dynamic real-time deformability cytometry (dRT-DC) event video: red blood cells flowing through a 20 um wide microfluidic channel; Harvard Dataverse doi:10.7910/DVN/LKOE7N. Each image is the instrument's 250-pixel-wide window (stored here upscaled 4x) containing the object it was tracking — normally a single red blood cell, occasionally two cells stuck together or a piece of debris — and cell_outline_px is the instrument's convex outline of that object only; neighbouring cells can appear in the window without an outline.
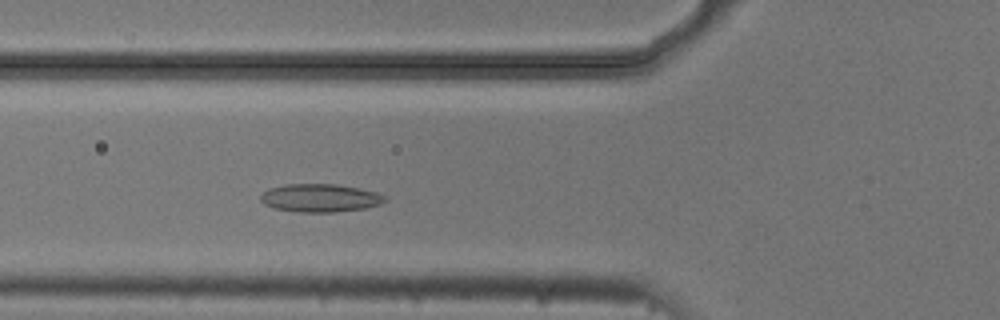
{"species": "common noctule bat (a hibernating species)", "species_latin": "Nyctalus noctula", "temperature_condition": "cold", "stored_images_in_passage": 41, "camera_frame_rate_fps": 3000, "um_per_image_px": 0.085, "animal": {"sex": "male", "body_mass_g": 20.5, "forearm_length_mm": 52.5}, "frame": {"image": 1, "passage_image": 6, "time_ms": 1.667, "image_size_px": [1000, 320], "cell_outline_px": [[388, 200], [380, 204], [364, 208], [336, 212], [296, 212], [272, 208], [264, 204], [260, 200], [260, 196], [268, 188], [284, 184], [336, 184], [360, 188], [376, 192], [388, 196]], "centroid_in_image_um": [27.21, 16.82], "position_along_channel_um": 98.6, "area_um2": 20.63}}
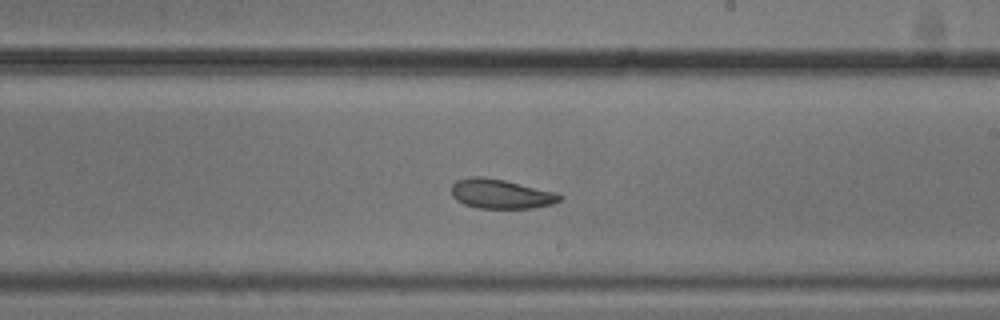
{"frame": {"image": 2, "passage_image": 18, "time_ms": 5.667, "image_size_px": [1000, 320], "cell_outline_px": [[564, 196], [560, 200], [552, 204], [532, 208], [480, 208], [464, 204], [456, 200], [452, 196], [452, 184], [456, 180], [472, 176], [480, 176], [504, 180], [556, 192]], "centroid_in_image_um": [42.57, 16.48], "position_along_channel_um": 246.4, "area_um2": 18.55}}
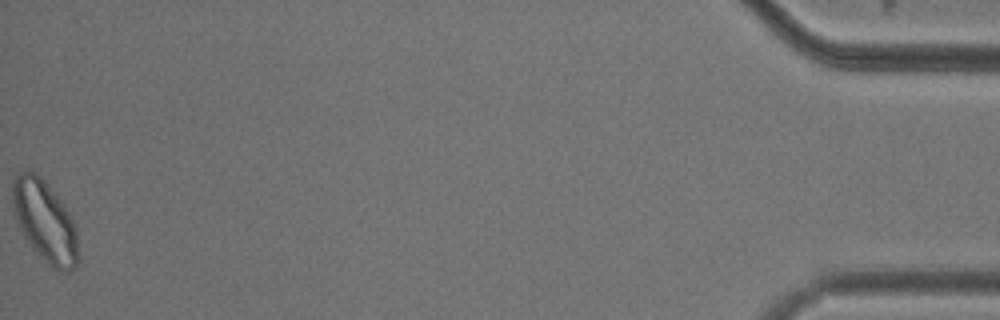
{"frame": {"image": 3, "passage_image": 41, "time_ms": 13.333, "image_size_px": [1000, 320], "cell_outline_px": [[80, 260], [76, 268], [68, 272], [56, 268], [48, 264], [32, 248], [24, 236], [16, 220], [12, 208], [12, 184], [16, 172], [36, 172], [44, 180], [60, 200], [68, 212], [76, 228], [80, 256]], "centroid_in_image_um": [3.82, 18.83], "position_along_channel_um": 431.4, "area_um2": 31.21}, "authors_computed_cell_mechanics": {"area_um2": 20.0566, "velocity_mm_per_s": 3.694, "shape_relaxation_time_tau1_ms": null, "shape_relaxation_time_tau2_ms": 8.0283, "deformation_change_tau1": null, "deformation_change_tau2": 0.101}}